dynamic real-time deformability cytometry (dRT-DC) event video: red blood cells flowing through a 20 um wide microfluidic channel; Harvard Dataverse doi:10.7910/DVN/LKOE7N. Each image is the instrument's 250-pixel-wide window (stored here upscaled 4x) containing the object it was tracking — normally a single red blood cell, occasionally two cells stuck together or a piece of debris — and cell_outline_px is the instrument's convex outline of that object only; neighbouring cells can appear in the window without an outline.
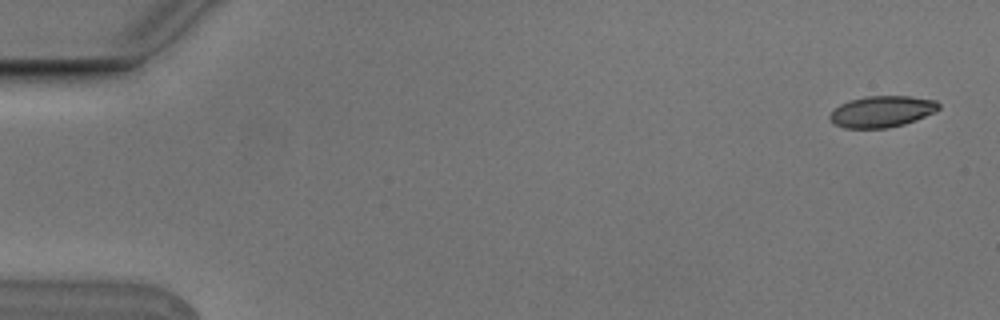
{"species": "Egyptian fruit bat (a non-hibernating species)", "species_latin": "Rousettus aegyptiacus", "temperature_condition": "cold", "stored_images_in_passage": 5, "camera_frame_rate_fps": 3000, "um_per_image_px": 0.085, "animal": {"sex": "male"}, "frame": {"image": 1, "passage_image": 1, "time_ms": 0.0, "image_size_px": [1000, 320], "cell_outline_px": [[940, 108], [936, 112], [916, 120], [904, 124], [888, 128], [844, 128], [832, 124], [828, 116], [840, 104], [848, 100], [864, 96], [908, 96], [936, 100], [940, 104]], "centroid_in_image_um": [74.96, 9.48], "position_along_channel_um": 10.0, "area_um2": 20.11}}